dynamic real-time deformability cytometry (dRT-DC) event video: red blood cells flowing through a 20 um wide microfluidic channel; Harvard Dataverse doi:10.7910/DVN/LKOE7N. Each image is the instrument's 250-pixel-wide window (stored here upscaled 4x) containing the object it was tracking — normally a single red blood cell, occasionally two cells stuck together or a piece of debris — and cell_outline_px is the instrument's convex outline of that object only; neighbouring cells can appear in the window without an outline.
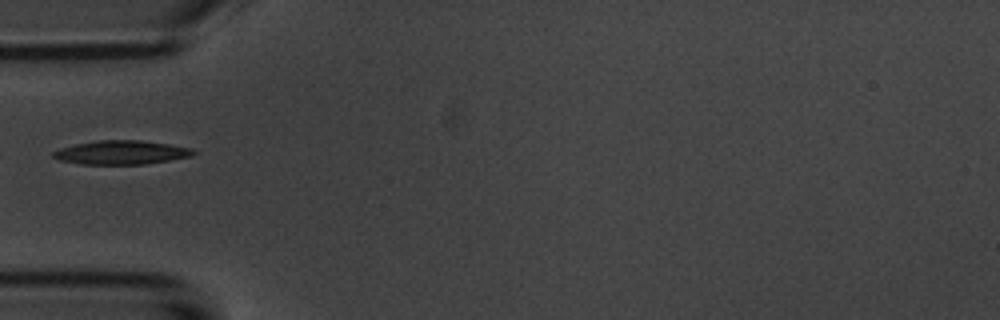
{"species": "common noctule bat (a hibernating species)", "species_latin": "Nyctalus noctula", "temperature_condition": "room temperature", "stored_images_in_passage": 1, "camera_frame_rate_fps": 3000, "um_per_image_px": 0.085, "animal": {"sex": "male", "body_mass_g": 20.1, "forearm_length_mm": 53.5}, "frame": {"image": 1, "passage_image": 1, "time_ms": 0.0, "image_size_px": [1000, 320], "cell_outline_px": [[196, 152], [192, 156], [148, 164], [80, 164], [60, 160], [52, 156], [52, 152], [60, 148], [76, 144], [100, 140], [140, 140], [168, 144], [192, 148]], "centroid_in_image_um": [10.33, 12.96], "position_along_channel_um": 74.7, "area_um2": 19.42}}